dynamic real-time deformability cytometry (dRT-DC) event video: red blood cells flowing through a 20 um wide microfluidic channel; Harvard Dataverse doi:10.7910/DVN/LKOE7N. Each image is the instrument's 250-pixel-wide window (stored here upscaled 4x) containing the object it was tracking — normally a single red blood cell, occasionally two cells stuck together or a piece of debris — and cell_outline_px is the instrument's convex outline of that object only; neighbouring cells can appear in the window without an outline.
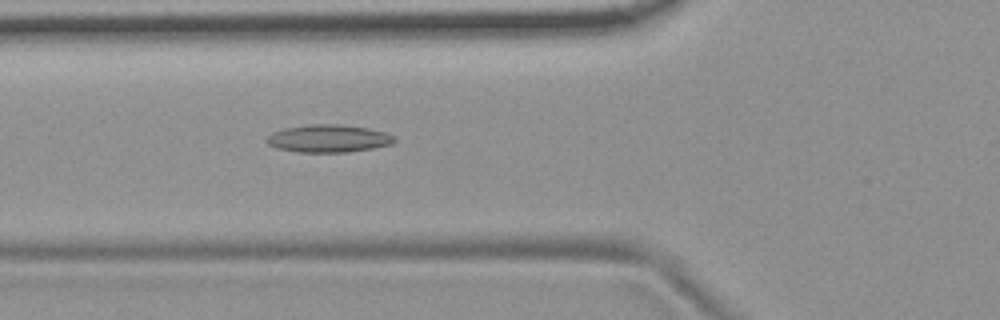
{"species": "common noctule bat (a hibernating species)", "species_latin": "Nyctalus noctula", "temperature_condition": "room temperature", "stored_images_in_passage": 6, "camera_frame_rate_fps": 3000, "um_per_image_px": 0.085, "animal": {"sex": "female", "body_mass_g": 19.9}, "frame": {"image": 1, "passage_image": 6, "time_ms": 1.667, "image_size_px": [1000, 320], "cell_outline_px": [[396, 140], [392, 144], [372, 148], [348, 152], [296, 152], [276, 148], [268, 144], [264, 140], [272, 132], [284, 128], [312, 124], [340, 124], [368, 128], [384, 132], [396, 136]], "centroid_in_image_um": [27.91, 11.77], "position_along_channel_um": 97.9, "area_um2": 20.69}}